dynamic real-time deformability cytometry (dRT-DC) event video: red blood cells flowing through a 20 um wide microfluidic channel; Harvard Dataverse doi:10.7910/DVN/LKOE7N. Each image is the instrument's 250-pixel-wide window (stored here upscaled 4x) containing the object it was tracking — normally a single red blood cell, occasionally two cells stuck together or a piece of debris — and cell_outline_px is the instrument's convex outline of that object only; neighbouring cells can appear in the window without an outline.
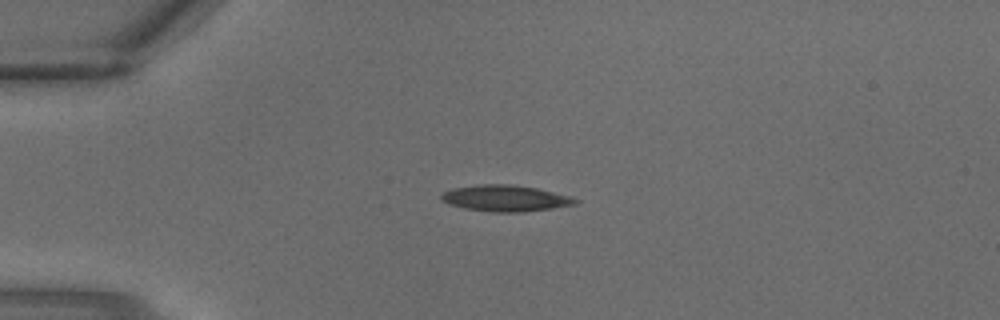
{"species": "common noctule bat (a hibernating species)", "species_latin": "Nyctalus noctula", "temperature_condition": "warm", "stored_images_in_passage": 2, "camera_frame_rate_fps": 3000, "um_per_image_px": 0.085, "animal": {"sex": "male", "body_mass_g": 18.8}, "frame": {"image": 1, "passage_image": 1, "time_ms": 0.0, "image_size_px": [1000, 320], "cell_outline_px": [[580, 200], [576, 204], [552, 208], [524, 212], [492, 212], [464, 208], [448, 204], [440, 200], [440, 192], [452, 188], [480, 184], [508, 184], [536, 188], [568, 196]], "centroid_in_image_um": [42.88, 16.85], "position_along_channel_um": 42.1, "area_um2": 20.52}}
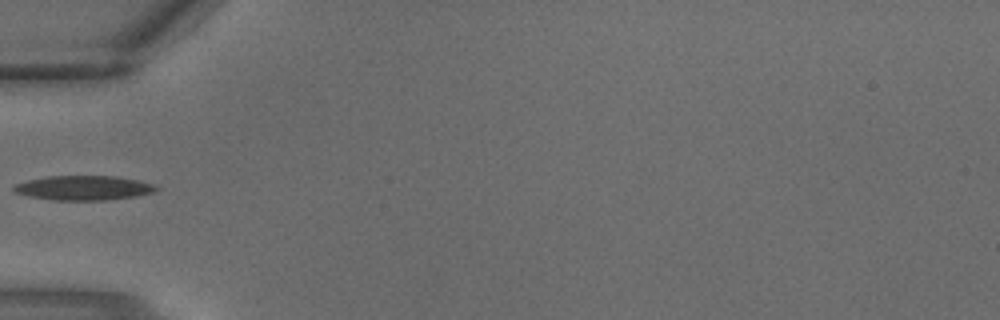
{"frame": {"image": 2, "passage_image": 2, "time_ms": 0.333, "image_size_px": [1000, 320], "cell_outline_px": [[160, 188], [152, 192], [136, 196], [104, 200], [52, 200], [28, 196], [16, 192], [12, 188], [16, 184], [28, 180], [44, 176], [116, 176], [136, 180], [152, 184]], "centroid_in_image_um": [7.08, 15.97], "position_along_channel_um": 77.9, "area_um2": 20.17}}